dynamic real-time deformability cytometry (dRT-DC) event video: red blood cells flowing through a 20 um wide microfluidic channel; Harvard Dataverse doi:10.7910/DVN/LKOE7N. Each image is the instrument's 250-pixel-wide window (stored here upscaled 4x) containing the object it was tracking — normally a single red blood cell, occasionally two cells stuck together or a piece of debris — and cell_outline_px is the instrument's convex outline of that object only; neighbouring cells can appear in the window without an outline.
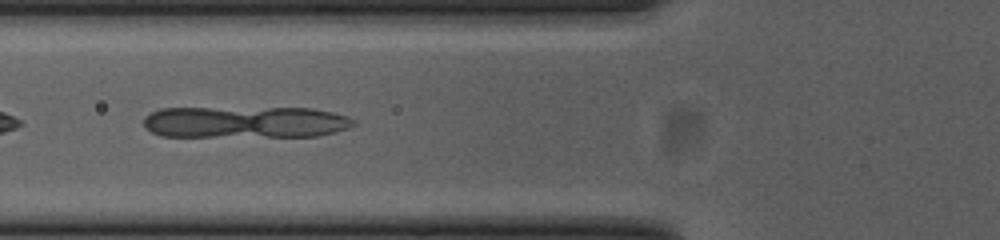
{"species": "common noctule bat (a hibernating species)", "species_latin": "Nyctalus noctula", "temperature_condition": "cold", "stored_images_in_passage": 39, "camera_frame_rate_fps": 3000, "um_per_image_px": 0.085, "animal": {"sex": "female", "body_mass_g": 23.0, "forearm_length_mm": 53.4}, "frame": {"image": 1, "passage_image": 5, "time_ms": 1.333, "image_size_px": [1000, 240], "cell_outline_px": [[356, 124], [348, 128], [336, 132], [316, 136], [160, 136], [144, 128], [144, 116], [160, 108], [312, 108], [332, 112], [348, 116], [356, 120]], "centroid_in_image_um": [20.86, 10.37], "position_along_channel_um": 104.9, "area_um2": 39.02}}
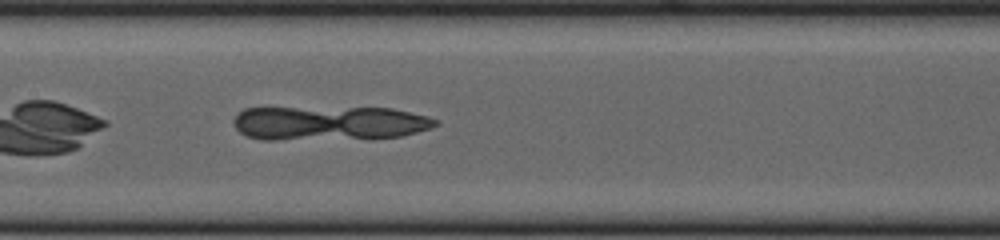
{"frame": {"image": 2, "passage_image": 11, "time_ms": 3.333, "image_size_px": [1000, 240], "cell_outline_px": [[440, 124], [432, 128], [400, 136], [372, 140], [264, 140], [248, 136], [240, 132], [236, 128], [232, 120], [236, 112], [244, 108], [392, 108], [428, 116], [440, 120]], "centroid_in_image_um": [28.02, 10.5], "position_along_channel_um": 179.4, "area_um2": 41.44}}
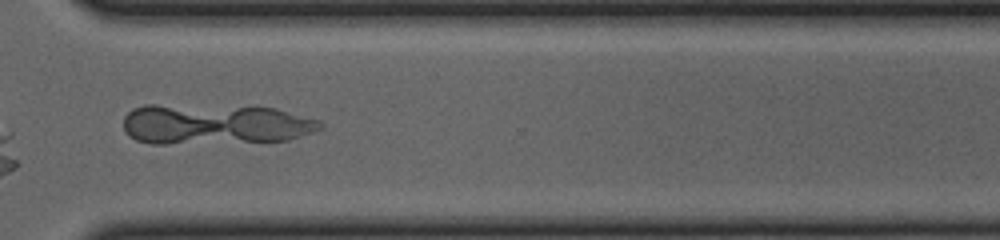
{"frame": {"image": 3, "passage_image": 25, "time_ms": 8.0, "image_size_px": [1000, 240], "cell_outline_px": [[324, 124], [320, 128], [312, 132], [288, 140], [164, 144], [152, 144], [136, 140], [128, 136], [124, 128], [124, 116], [132, 108], [144, 104], [156, 104], [276, 108], [320, 120]], "centroid_in_image_um": [18.21, 10.55], "position_along_channel_um": 352.4, "area_um2": 46.3}}